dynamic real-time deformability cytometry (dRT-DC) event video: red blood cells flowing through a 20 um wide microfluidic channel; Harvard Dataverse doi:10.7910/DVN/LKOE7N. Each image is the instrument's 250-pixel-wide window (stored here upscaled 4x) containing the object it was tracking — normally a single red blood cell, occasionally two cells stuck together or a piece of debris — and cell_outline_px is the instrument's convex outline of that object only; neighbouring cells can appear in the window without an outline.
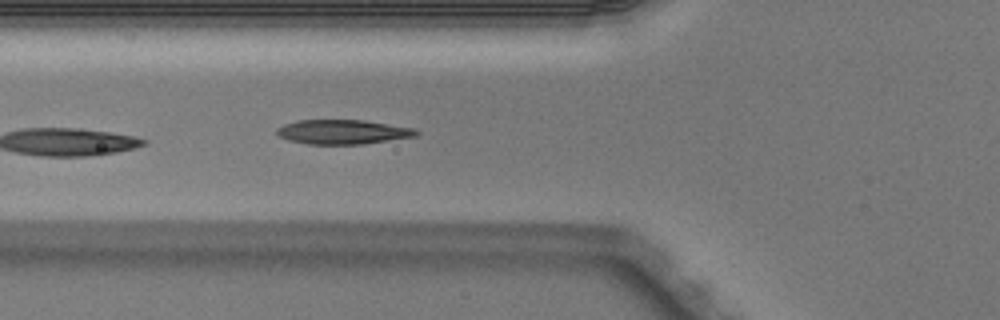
{"species": "Egyptian fruit bat (a non-hibernating species)", "species_latin": "Rousettus aegyptiacus", "temperature_condition": "warm", "stored_images_in_passage": 3, "camera_frame_rate_fps": 3000, "um_per_image_px": 0.085, "animal": {"sex": "male"}, "frame": {"image": 1, "passage_image": 3, "time_ms": 0.667, "image_size_px": [1000, 320], "cell_outline_px": [[420, 132], [416, 136], [364, 144], [308, 144], [288, 140], [280, 136], [276, 132], [276, 128], [284, 124], [296, 120], [364, 120], [412, 128]], "centroid_in_image_um": [29.11, 11.21], "position_along_channel_um": 96.7, "area_um2": 19.77}}